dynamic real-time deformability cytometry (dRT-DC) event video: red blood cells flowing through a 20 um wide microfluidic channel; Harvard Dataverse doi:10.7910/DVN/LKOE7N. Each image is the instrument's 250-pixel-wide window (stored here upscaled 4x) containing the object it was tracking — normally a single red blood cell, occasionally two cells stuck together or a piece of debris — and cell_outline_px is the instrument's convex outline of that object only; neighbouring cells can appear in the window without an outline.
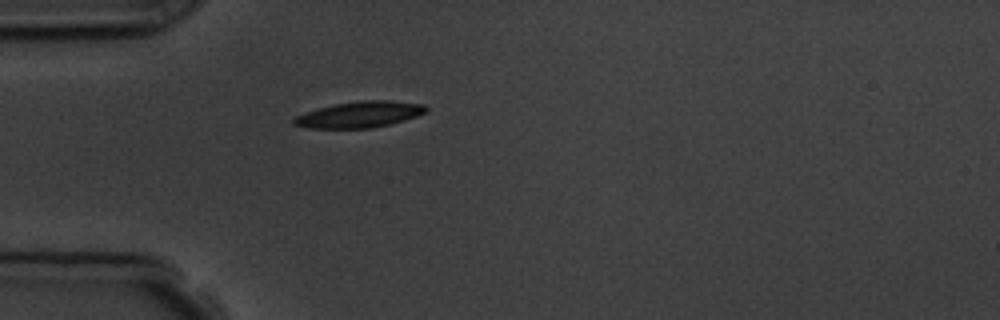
{"species": "common noctule bat (a hibernating species)", "species_latin": "Nyctalus noctula", "temperature_condition": "room temperature", "stored_images_in_passage": 4, "camera_frame_rate_fps": 3000, "um_per_image_px": 0.085, "animal": {"sex": "male", "body_mass_g": 19.5, "forearm_length_mm": 54.6}, "frame": {"image": 1, "passage_image": 4, "time_ms": 4.333, "image_size_px": [1000, 320], "cell_outline_px": [[428, 112], [404, 120], [388, 124], [368, 128], [308, 128], [292, 124], [292, 120], [296, 116], [320, 108], [336, 104], [360, 100], [388, 100], [424, 104], [428, 108]], "centroid_in_image_um": [30.59, 9.73], "position_along_channel_um": 54.4, "area_um2": 19.88}}